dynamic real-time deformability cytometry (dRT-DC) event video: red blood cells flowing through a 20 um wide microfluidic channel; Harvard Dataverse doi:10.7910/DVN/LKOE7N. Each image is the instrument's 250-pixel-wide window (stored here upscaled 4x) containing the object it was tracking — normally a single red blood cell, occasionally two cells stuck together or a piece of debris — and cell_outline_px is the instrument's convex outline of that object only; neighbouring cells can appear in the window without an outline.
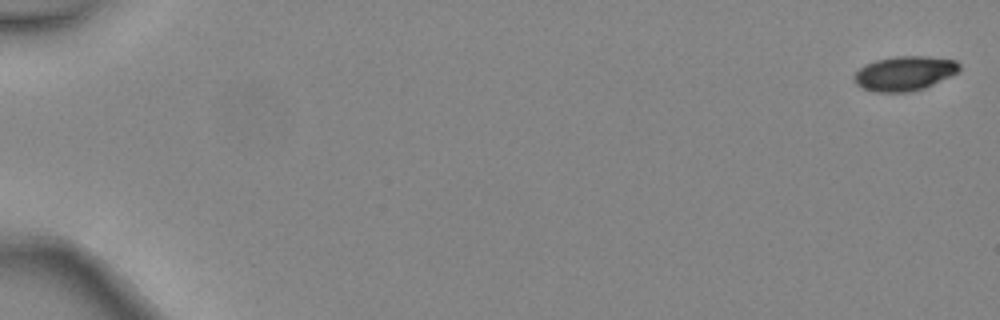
{"species": "common noctule bat (a hibernating species)", "species_latin": "Nyctalus noctula", "temperature_condition": "warm", "stored_images_in_passage": 4, "camera_frame_rate_fps": 3000, "um_per_image_px": 0.085, "animal": {"sex": "female", "body_mass_g": 24.6, "forearm_length_mm": 56.2}, "frame": {"image": 1, "passage_image": 1, "time_ms": 0.0, "image_size_px": [1000, 320], "cell_outline_px": [[960, 68], [956, 72], [924, 88], [912, 92], [876, 92], [864, 88], [856, 84], [852, 80], [852, 76], [864, 64], [876, 60], [896, 56], [924, 56], [956, 60], [960, 64]], "centroid_in_image_um": [76.83, 6.23], "position_along_channel_um": 8.2, "area_um2": 21.04}}